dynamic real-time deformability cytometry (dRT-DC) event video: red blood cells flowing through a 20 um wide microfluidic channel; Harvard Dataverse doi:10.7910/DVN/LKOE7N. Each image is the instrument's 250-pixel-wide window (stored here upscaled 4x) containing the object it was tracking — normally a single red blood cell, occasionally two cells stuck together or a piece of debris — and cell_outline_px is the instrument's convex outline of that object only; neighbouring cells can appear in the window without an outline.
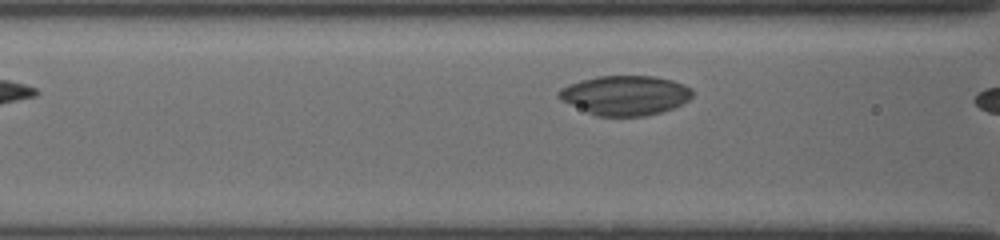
{"species": "common noctule bat (a hibernating species)", "species_latin": "Nyctalus noctula", "temperature_condition": "cold", "stored_images_in_passage": 8, "camera_frame_rate_fps": 3000, "um_per_image_px": 0.085, "animal": {"sex": "female", "body_mass_g": 19.5, "forearm_length_mm": 54.1}, "frame": {"image": 1, "passage_image": 7, "time_ms": 1.667, "image_size_px": [1000, 240], "cell_outline_px": [[692, 96], [688, 100], [672, 108], [660, 112], [644, 116], [596, 116], [560, 100], [556, 96], [556, 92], [560, 88], [580, 80], [596, 76], [656, 76], [672, 80], [684, 84], [692, 88]], "centroid_in_image_um": [53.11, 8.09], "position_along_channel_um": 113.5, "area_um2": 30.92}}